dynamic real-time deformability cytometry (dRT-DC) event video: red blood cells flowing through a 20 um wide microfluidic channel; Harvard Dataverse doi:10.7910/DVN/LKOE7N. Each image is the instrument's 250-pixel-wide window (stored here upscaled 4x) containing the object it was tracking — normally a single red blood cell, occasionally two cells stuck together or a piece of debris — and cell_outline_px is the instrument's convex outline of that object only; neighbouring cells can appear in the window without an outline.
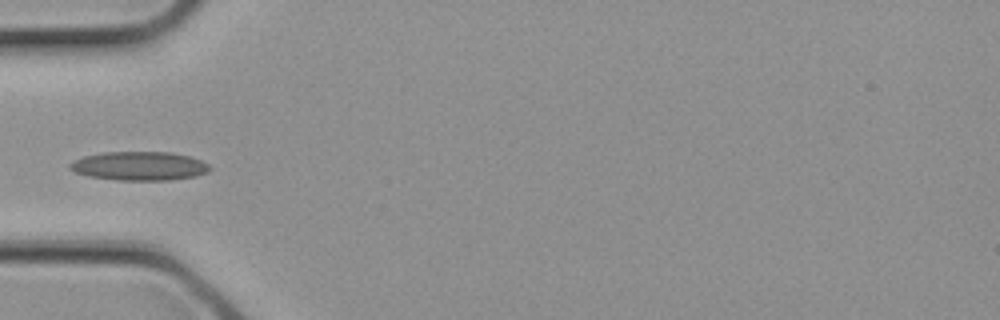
{"species": "common noctule bat (a hibernating species)", "species_latin": "Nyctalus noctula", "temperature_condition": "cold", "stored_images_in_passage": 2, "camera_frame_rate_fps": 3000, "um_per_image_px": 0.085, "animal": {"sex": "female", "body_mass_g": 21.9}, "frame": {"image": 1, "passage_image": 2, "time_ms": 0.333, "image_size_px": [1000, 320], "cell_outline_px": [[212, 168], [208, 172], [196, 176], [168, 180], [120, 180], [92, 176], [76, 172], [68, 168], [68, 164], [84, 156], [104, 152], [172, 152], [188, 156], [200, 160], [208, 164]], "centroid_in_image_um": [11.88, 14.1], "position_along_channel_um": 73.1, "area_um2": 23.29}}